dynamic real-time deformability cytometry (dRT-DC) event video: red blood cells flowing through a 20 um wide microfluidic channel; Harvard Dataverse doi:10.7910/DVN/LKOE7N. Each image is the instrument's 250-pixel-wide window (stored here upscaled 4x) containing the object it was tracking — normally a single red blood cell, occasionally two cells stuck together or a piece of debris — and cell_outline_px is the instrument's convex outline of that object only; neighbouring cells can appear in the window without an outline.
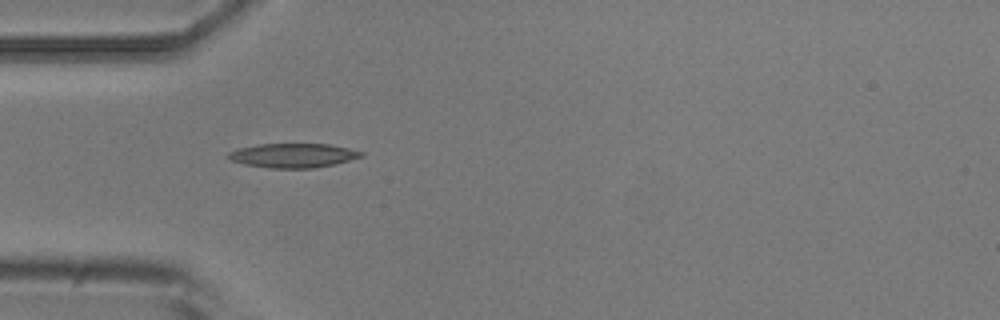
{"species": "common noctule bat (a hibernating species)", "species_latin": "Nyctalus noctula", "temperature_condition": "room temperature", "stored_images_in_passage": 3, "camera_frame_rate_fps": 3000, "um_per_image_px": 0.085, "animal": {"sex": "male", "body_mass_g": 20.5, "forearm_length_mm": 52.5}, "frame": {"image": 1, "passage_image": 2, "time_ms": 1.333, "image_size_px": [1000, 320], "cell_outline_px": [[364, 156], [336, 164], [312, 168], [268, 168], [244, 164], [232, 160], [228, 156], [228, 152], [240, 148], [260, 144], [328, 144], [348, 148], [364, 152]], "centroid_in_image_um": [24.95, 13.22], "position_along_channel_um": 60.0, "area_um2": 18.67}}
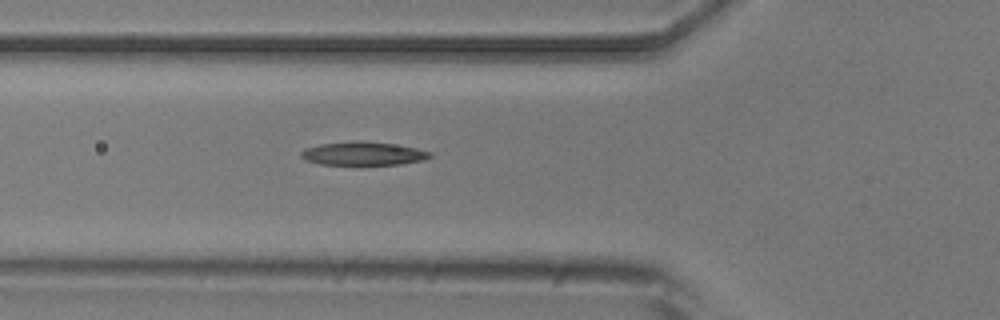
{"frame": {"image": 2, "passage_image": 3, "time_ms": 2.333, "image_size_px": [1000, 320], "cell_outline_px": [[432, 156], [424, 160], [400, 164], [320, 164], [308, 160], [300, 156], [300, 152], [304, 148], [320, 144], [352, 140], [360, 140], [392, 144], [416, 148], [432, 152]], "centroid_in_image_um": [30.86, 13.03], "position_along_channel_um": 94.9, "area_um2": 17.57}}